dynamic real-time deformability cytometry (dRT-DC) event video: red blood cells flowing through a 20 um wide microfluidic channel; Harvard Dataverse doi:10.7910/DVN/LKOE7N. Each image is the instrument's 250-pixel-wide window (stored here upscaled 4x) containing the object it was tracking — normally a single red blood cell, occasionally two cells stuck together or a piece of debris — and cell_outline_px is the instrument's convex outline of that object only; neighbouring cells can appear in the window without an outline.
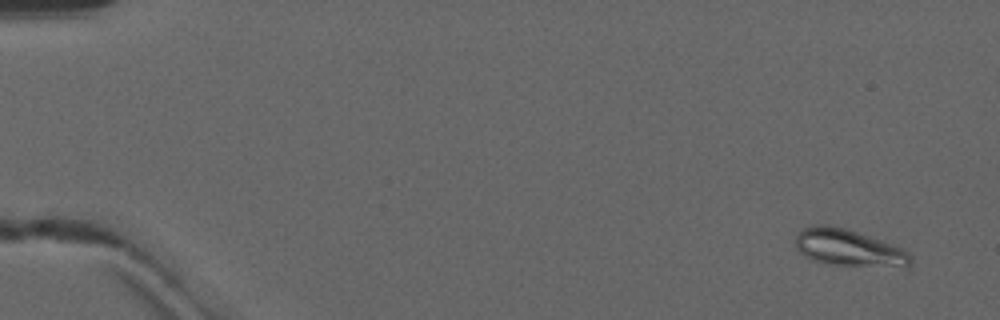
{"species": "common noctule bat (a hibernating species)", "species_latin": "Nyctalus noctula", "temperature_condition": "warm", "stored_images_in_passage": 52, "camera_frame_rate_fps": 3000, "um_per_image_px": 0.085, "animal": {"sex": "male", "forearm_length_mm": 52.5}, "frame": {"image": 1, "passage_image": 3, "time_ms": 0.667, "image_size_px": [1000, 320], "cell_outline_px": [[912, 264], [908, 268], [904, 268], [836, 264], [812, 260], [804, 256], [796, 248], [796, 236], [804, 228], [812, 224], [828, 224], [844, 228], [880, 240], [900, 248], [908, 252], [912, 256]], "centroid_in_image_um": [72.16, 21.08], "position_along_channel_um": 12.8, "area_um2": 24.62}}
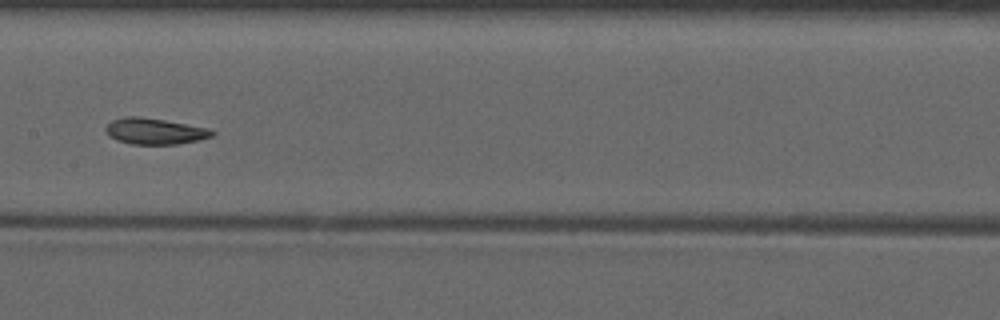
{"frame": {"image": 2, "passage_image": 27, "time_ms": 8.667, "image_size_px": [1000, 320], "cell_outline_px": [[216, 132], [212, 136], [196, 140], [176, 144], [132, 144], [116, 140], [108, 136], [104, 132], [104, 128], [112, 120], [124, 116], [140, 116], [164, 120], [208, 128]], "centroid_in_image_um": [13.08, 11.15], "position_along_channel_um": 194.3, "area_um2": 16.18}}
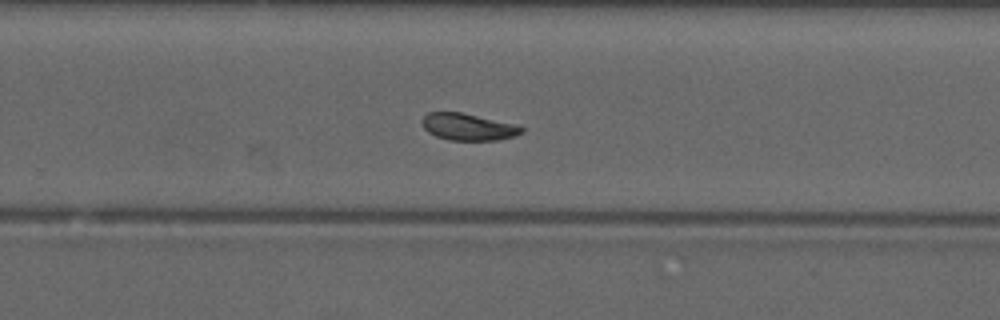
{"frame": {"image": 3, "passage_image": 34, "time_ms": 11.0, "image_size_px": [1000, 320], "cell_outline_px": [[524, 132], [516, 136], [496, 140], [448, 140], [436, 136], [428, 132], [424, 128], [420, 120], [428, 112], [460, 112], [520, 124], [524, 128]], "centroid_in_image_um": [39.84, 10.78], "position_along_channel_um": 290.0, "area_um2": 15.9}, "authors_computed_cell_mechanics": {"area_um2": 17.051, "velocity_mm_per_s": 4.1263, "shape_relaxation_time_tau1_ms": 5.2812, "shape_relaxation_time_tau2_ms": 1.7051, "deformation_change_tau1": 0.123, "deformation_change_tau2": 0.0787}}